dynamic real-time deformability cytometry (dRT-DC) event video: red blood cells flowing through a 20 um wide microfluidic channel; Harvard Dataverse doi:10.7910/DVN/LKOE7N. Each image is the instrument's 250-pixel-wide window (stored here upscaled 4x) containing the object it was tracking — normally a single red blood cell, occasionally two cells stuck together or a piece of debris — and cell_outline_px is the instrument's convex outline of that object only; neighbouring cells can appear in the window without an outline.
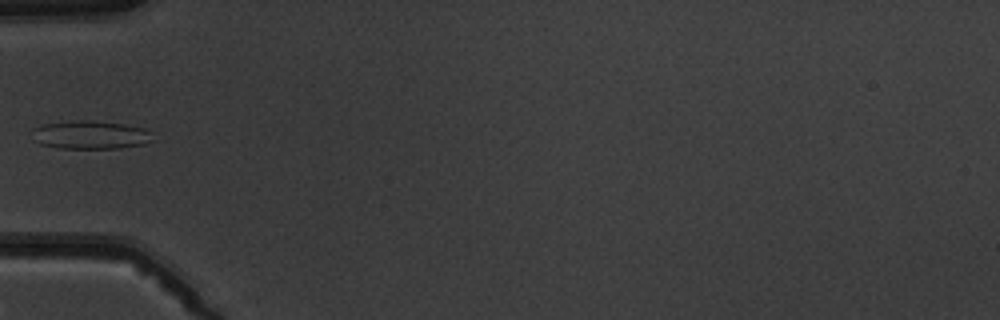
{"species": "common noctule bat (a hibernating species)", "species_latin": "Nyctalus noctula", "temperature_condition": "warm", "stored_images_in_passage": 7, "camera_frame_rate_fps": 3000, "um_per_image_px": 0.085, "animal": {"sex": "male", "body_mass_g": 19.5, "forearm_length_mm": 54.6}, "frame": {"image": 1, "passage_image": 6, "time_ms": 5.667, "image_size_px": [1000, 320], "cell_outline_px": [[156, 140], [144, 144], [120, 148], [56, 148], [40, 144], [32, 140], [32, 128], [40, 124], [72, 120], [88, 120], [124, 124], [144, 128], [152, 132]], "centroid_in_image_um": [7.67, 11.46], "position_along_channel_um": 77.3, "area_um2": 20.4}}
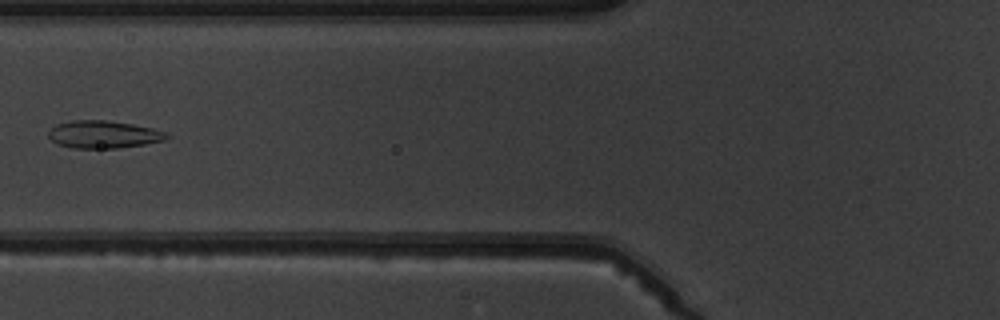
{"frame": {"image": 2, "passage_image": 7, "time_ms": 6.667, "image_size_px": [1000, 320], "cell_outline_px": [[172, 136], [164, 140], [144, 144], [116, 148], [72, 148], [56, 144], [48, 136], [48, 132], [56, 124], [72, 120], [104, 120], [132, 124], [152, 128], [164, 132]], "centroid_in_image_um": [8.77, 11.43], "position_along_channel_um": 117.0, "area_um2": 18.9}}